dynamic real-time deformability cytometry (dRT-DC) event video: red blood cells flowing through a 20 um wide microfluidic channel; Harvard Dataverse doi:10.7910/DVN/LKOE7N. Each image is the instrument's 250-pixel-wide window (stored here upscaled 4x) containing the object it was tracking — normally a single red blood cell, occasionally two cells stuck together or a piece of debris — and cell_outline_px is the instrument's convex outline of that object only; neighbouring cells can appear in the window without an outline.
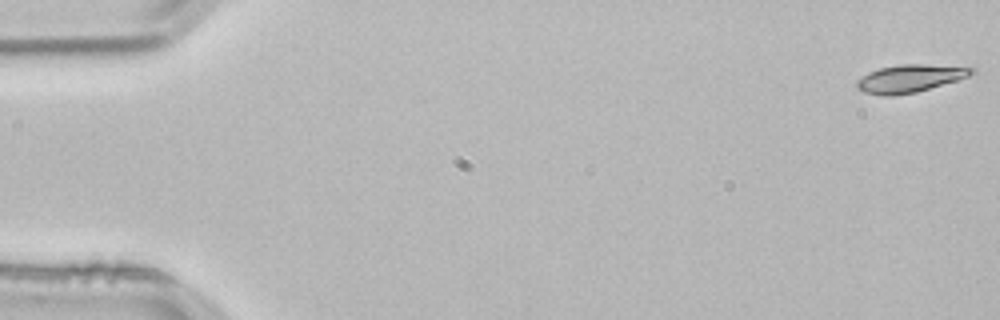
{"species": "common noctule bat (a hibernating species)", "species_latin": "Nyctalus noctula", "temperature_condition": "room temperature", "stored_images_in_passage": 53, "camera_frame_rate_fps": 3000, "um_per_image_px": 0.085, "animal": {"sex": "male", "body_mass_g": 21.5, "forearm_length_mm": 52.0}, "frame": {"image": 1, "passage_image": 1, "time_ms": 0.0, "image_size_px": [1000, 320], "cell_outline_px": [[976, 72], [968, 76], [956, 80], [916, 92], [892, 96], [880, 96], [864, 92], [856, 88], [856, 80], [868, 72], [880, 68], [904, 64], [924, 64], [972, 68]], "centroid_in_image_um": [77.26, 6.68], "position_along_channel_um": 7.7, "area_um2": 18.32}}
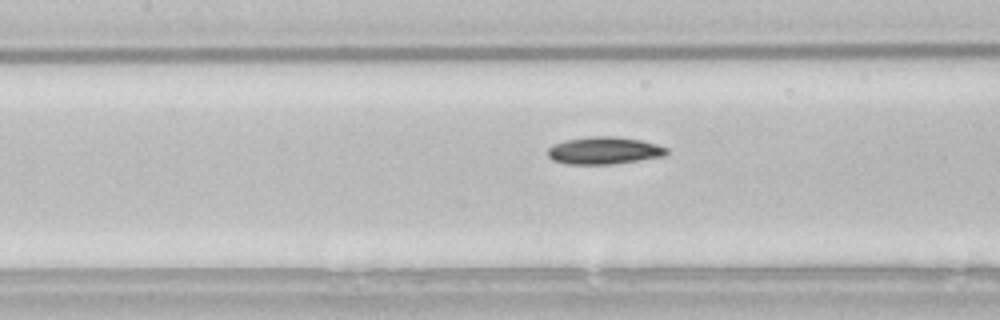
{"frame": {"image": 2, "passage_image": 24, "time_ms": 7.667, "image_size_px": [1000, 320], "cell_outline_px": [[668, 152], [664, 156], [612, 164], [564, 164], [552, 160], [548, 156], [548, 148], [552, 144], [568, 140], [588, 136], [616, 136], [640, 140], [656, 144], [668, 148]], "centroid_in_image_um": [51.32, 12.79], "position_along_channel_um": 156.1, "area_um2": 18.96}}
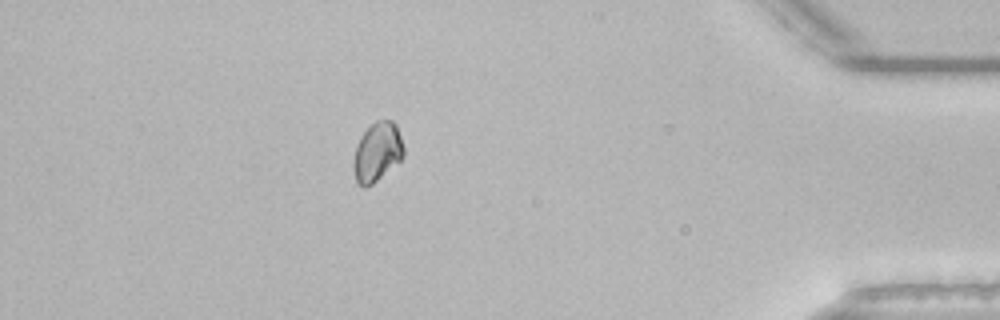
{"frame": {"image": 3, "passage_image": 47, "time_ms": 15.333, "image_size_px": [1000, 320], "cell_outline_px": [[404, 156], [400, 160], [372, 184], [364, 188], [356, 184], [352, 168], [352, 160], [360, 136], [376, 120], [392, 120], [396, 124], [404, 148]], "centroid_in_image_um": [32.03, 12.94], "position_along_channel_um": 403.2, "area_um2": 17.34}, "authors_computed_cell_mechanics": {"area_um2": 17.918, "velocity_mm_per_s": 3.8243, "shape_relaxation_time_tau1_ms": 6.3288, "shape_relaxation_time_tau2_ms": null, "deformation_change_tau1": 0.1019, "deformation_change_tau2": null}}